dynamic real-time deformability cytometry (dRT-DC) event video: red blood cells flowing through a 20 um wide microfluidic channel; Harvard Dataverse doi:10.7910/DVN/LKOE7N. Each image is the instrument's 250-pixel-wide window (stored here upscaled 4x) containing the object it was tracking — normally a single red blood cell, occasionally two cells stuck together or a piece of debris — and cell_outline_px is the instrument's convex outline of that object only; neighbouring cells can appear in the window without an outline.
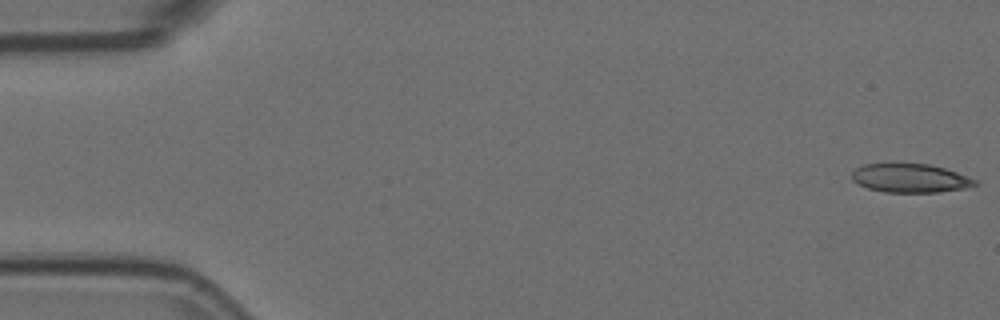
{"species": "Egyptian fruit bat (a non-hibernating species)", "species_latin": "Rousettus aegyptiacus", "temperature_condition": "room temperature", "stored_images_in_passage": 15, "camera_frame_rate_fps": 3000, "um_per_image_px": 0.085, "animal": {"sex": "female"}, "frame": {"image": 1, "passage_image": 1, "time_ms": 0.0, "image_size_px": [1000, 320], "cell_outline_px": [[980, 184], [964, 188], [940, 192], [884, 192], [868, 188], [852, 180], [852, 172], [856, 168], [864, 164], [928, 164], [944, 168], [968, 176], [976, 180]], "centroid_in_image_um": [77.39, 15.15], "position_along_channel_um": 7.6, "area_um2": 20.46}}
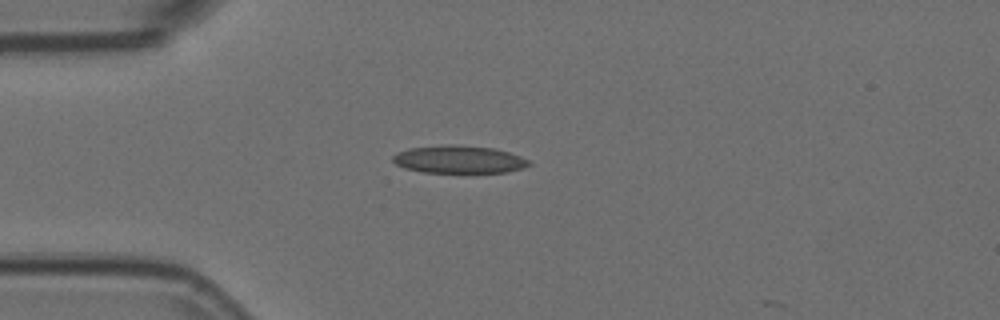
{"frame": {"image": 2, "passage_image": 14, "time_ms": 4.333, "image_size_px": [1000, 320], "cell_outline_px": [[532, 164], [524, 168], [508, 172], [424, 172], [404, 168], [396, 164], [392, 160], [392, 156], [408, 148], [448, 144], [492, 148], [508, 152], [520, 156], [528, 160]], "centroid_in_image_um": [39.01, 13.55], "position_along_channel_um": 46.0, "area_um2": 21.79}}